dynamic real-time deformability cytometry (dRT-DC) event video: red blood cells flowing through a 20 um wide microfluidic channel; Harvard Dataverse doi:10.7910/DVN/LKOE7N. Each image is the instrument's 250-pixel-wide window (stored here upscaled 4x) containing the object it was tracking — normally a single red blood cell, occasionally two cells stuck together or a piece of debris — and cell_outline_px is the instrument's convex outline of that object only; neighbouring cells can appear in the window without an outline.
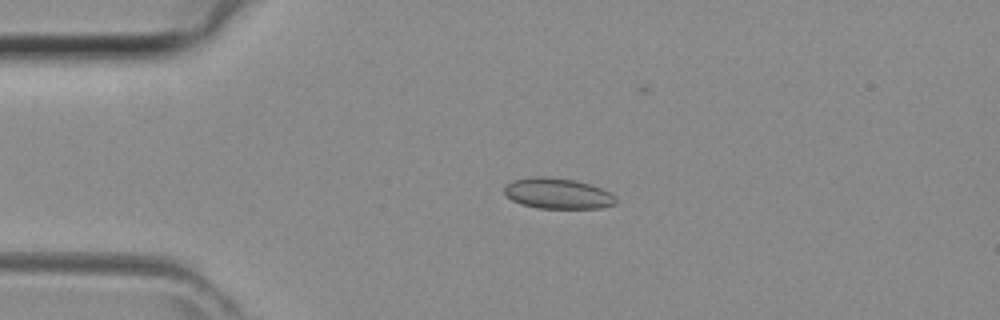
{"species": "common noctule bat (a hibernating species)", "species_latin": "Nyctalus noctula", "temperature_condition": "room temperature", "stored_images_in_passage": 28, "camera_frame_rate_fps": 3000, "um_per_image_px": 0.085, "animal": {"sex": "female", "body_mass_g": 29.2, "forearm_length_mm": 56.3}, "frame": {"image": 1, "passage_image": 2, "time_ms": 0.333, "image_size_px": [1000, 320], "cell_outline_px": [[616, 204], [600, 208], [536, 208], [520, 204], [512, 200], [504, 192], [504, 188], [512, 180], [532, 176], [548, 176], [572, 180], [588, 184], [600, 188], [616, 196]], "centroid_in_image_um": [47.38, 16.45], "position_along_channel_um": 37.6, "area_um2": 19.88}}
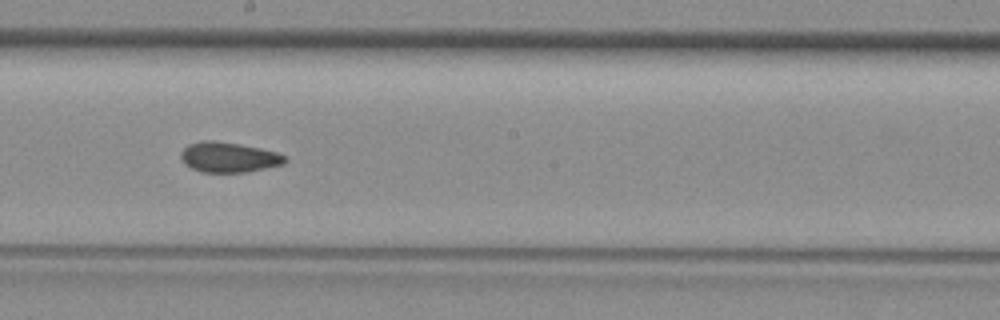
{"frame": {"image": 2, "passage_image": 16, "time_ms": 5.0, "image_size_px": [1000, 320], "cell_outline_px": [[288, 160], [284, 164], [244, 172], [200, 172], [184, 164], [180, 156], [180, 152], [188, 144], [204, 140], [212, 140], [240, 144], [260, 148], [276, 152], [288, 156]], "centroid_in_image_um": [19.44, 13.36], "position_along_channel_um": 228.8, "area_um2": 18.38}}
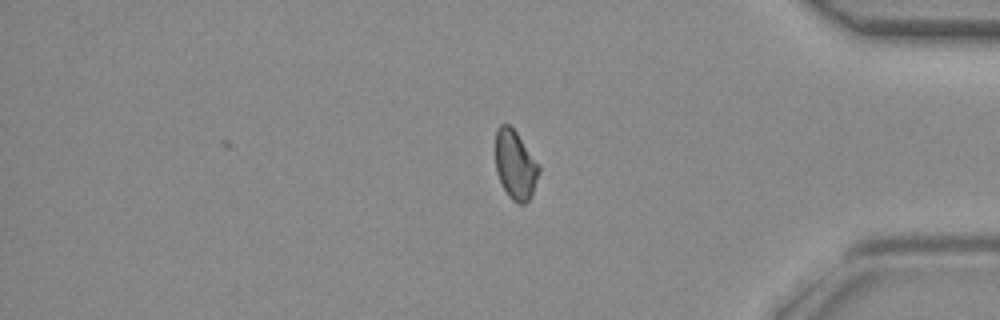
{"frame": {"image": 3, "passage_image": 28, "time_ms": 9.0, "image_size_px": [1000, 320], "cell_outline_px": [[540, 172], [532, 192], [528, 200], [524, 204], [520, 204], [512, 200], [508, 196], [496, 172], [496, 132], [500, 124], [508, 124], [516, 132], [540, 164]], "centroid_in_image_um": [43.81, 14.01], "position_along_channel_um": 391.4, "area_um2": 17.34}}